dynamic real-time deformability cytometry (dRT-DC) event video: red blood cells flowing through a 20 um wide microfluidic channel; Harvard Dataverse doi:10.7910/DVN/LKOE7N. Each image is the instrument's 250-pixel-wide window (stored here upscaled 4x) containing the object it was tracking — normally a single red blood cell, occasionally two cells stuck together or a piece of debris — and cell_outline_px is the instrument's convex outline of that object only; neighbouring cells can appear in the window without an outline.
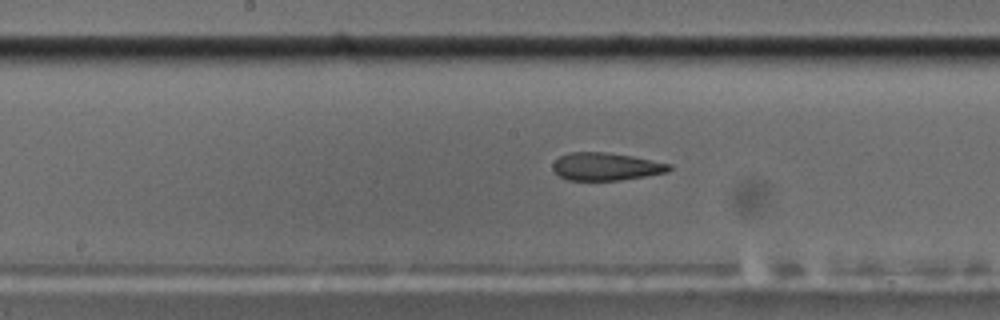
{"species": "common noctule bat (a hibernating species)", "species_latin": "Nyctalus noctula", "temperature_condition": "cold", "stored_images_in_passage": 55, "camera_frame_rate_fps": 3000, "um_per_image_px": 0.085, "animal": {"sex": "male", "body_mass_g": 17.5, "forearm_length_mm": 52.3}, "frame": {"image": 1, "passage_image": 30, "time_ms": 9.667, "image_size_px": [1000, 320], "cell_outline_px": [[672, 168], [668, 172], [620, 180], [568, 180], [560, 176], [552, 168], [552, 164], [560, 156], [568, 152], [604, 152], [632, 156], [672, 164]], "centroid_in_image_um": [51.51, 14.15], "position_along_channel_um": 196.7, "area_um2": 18.73}}
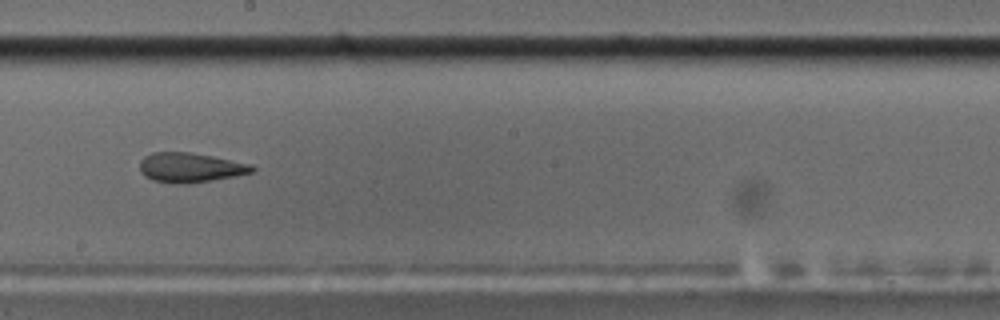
{"frame": {"image": 2, "passage_image": 33, "time_ms": 10.667, "image_size_px": [1000, 320], "cell_outline_px": [[256, 168], [252, 172], [236, 176], [188, 184], [176, 184], [152, 180], [144, 176], [140, 172], [140, 160], [144, 156], [152, 152], [188, 152], [212, 156], [252, 164]], "centroid_in_image_um": [16.15, 14.25], "position_along_channel_um": 232.0, "area_um2": 19.54}}
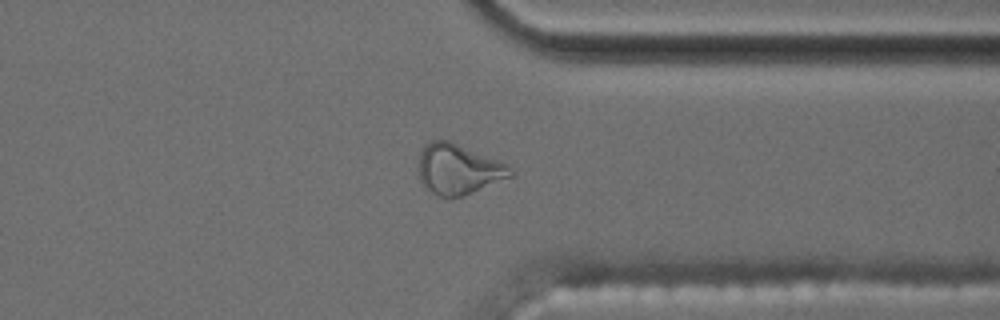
{"frame": {"image": 3, "passage_image": 45, "time_ms": 14.667, "image_size_px": [1000, 320], "cell_outline_px": [[516, 172], [512, 176], [472, 192], [460, 196], [436, 196], [424, 188], [420, 180], [420, 152], [424, 144], [432, 140], [448, 140], [508, 164]], "centroid_in_image_um": [38.96, 14.38], "position_along_channel_um": 372.4, "area_um2": 26.7}, "authors_computed_cell_mechanics": {"area_um2": 19.8254, "velocity_mm_per_s": 3.5469, "shape_relaxation_time_tau1_ms": null, "shape_relaxation_time_tau2_ms": 1.7507, "deformation_change_tau1": null, "deformation_change_tau2": 0.0958}}